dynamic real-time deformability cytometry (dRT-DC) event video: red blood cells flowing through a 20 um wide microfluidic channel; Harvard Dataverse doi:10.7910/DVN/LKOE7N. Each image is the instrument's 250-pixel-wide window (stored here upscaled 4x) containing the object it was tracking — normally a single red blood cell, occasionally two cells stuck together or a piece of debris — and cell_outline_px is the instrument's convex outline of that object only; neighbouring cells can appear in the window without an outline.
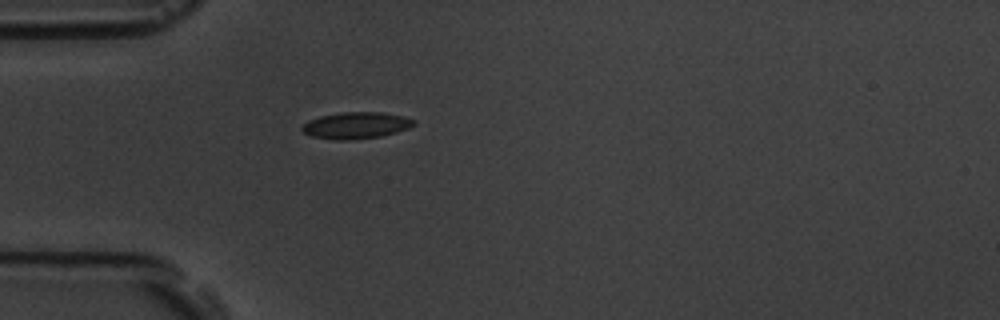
{"species": "common noctule bat (a hibernating species)", "species_latin": "Nyctalus noctula", "temperature_condition": "room temperature", "stored_images_in_passage": 1, "camera_frame_rate_fps": 3000, "um_per_image_px": 0.085, "animal": {"sex": "male", "body_mass_g": 19.5, "forearm_length_mm": 54.6}, "frame": {"image": 1, "passage_image": 1, "time_ms": 0.0, "image_size_px": [1000, 320], "cell_outline_px": [[416, 124], [408, 128], [396, 132], [380, 136], [348, 140], [336, 140], [312, 136], [304, 132], [300, 128], [308, 120], [320, 116], [340, 112], [380, 112], [404, 116], [416, 120]], "centroid_in_image_um": [30.27, 10.65], "position_along_channel_um": 54.7, "area_um2": 17.28}}